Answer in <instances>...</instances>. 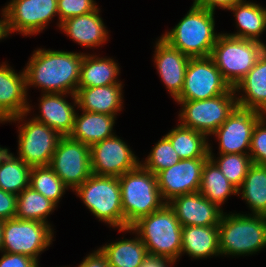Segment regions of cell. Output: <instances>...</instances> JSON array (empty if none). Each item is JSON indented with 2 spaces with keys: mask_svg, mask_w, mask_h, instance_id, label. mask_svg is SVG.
<instances>
[{
  "mask_svg": "<svg viewBox=\"0 0 266 267\" xmlns=\"http://www.w3.org/2000/svg\"><path fill=\"white\" fill-rule=\"evenodd\" d=\"M84 52L37 48L23 68L26 91L30 87L42 93L76 94Z\"/></svg>",
  "mask_w": 266,
  "mask_h": 267,
  "instance_id": "6da1fadb",
  "label": "cell"
},
{
  "mask_svg": "<svg viewBox=\"0 0 266 267\" xmlns=\"http://www.w3.org/2000/svg\"><path fill=\"white\" fill-rule=\"evenodd\" d=\"M215 12L191 5L187 14L160 37L190 58L211 55L220 32L215 29Z\"/></svg>",
  "mask_w": 266,
  "mask_h": 267,
  "instance_id": "7a4b0ae2",
  "label": "cell"
},
{
  "mask_svg": "<svg viewBox=\"0 0 266 267\" xmlns=\"http://www.w3.org/2000/svg\"><path fill=\"white\" fill-rule=\"evenodd\" d=\"M220 256H249L266 248V216L224 212L218 225Z\"/></svg>",
  "mask_w": 266,
  "mask_h": 267,
  "instance_id": "3957f363",
  "label": "cell"
},
{
  "mask_svg": "<svg viewBox=\"0 0 266 267\" xmlns=\"http://www.w3.org/2000/svg\"><path fill=\"white\" fill-rule=\"evenodd\" d=\"M120 182L124 229L140 218L162 208L166 202L158 188L157 176L139 164L118 177Z\"/></svg>",
  "mask_w": 266,
  "mask_h": 267,
  "instance_id": "277c9868",
  "label": "cell"
},
{
  "mask_svg": "<svg viewBox=\"0 0 266 267\" xmlns=\"http://www.w3.org/2000/svg\"><path fill=\"white\" fill-rule=\"evenodd\" d=\"M130 228L140 237L148 254L175 262L181 258L182 226L168 203L140 218Z\"/></svg>",
  "mask_w": 266,
  "mask_h": 267,
  "instance_id": "5b68a950",
  "label": "cell"
},
{
  "mask_svg": "<svg viewBox=\"0 0 266 267\" xmlns=\"http://www.w3.org/2000/svg\"><path fill=\"white\" fill-rule=\"evenodd\" d=\"M74 192L98 221L114 230L124 229L118 177L91 174Z\"/></svg>",
  "mask_w": 266,
  "mask_h": 267,
  "instance_id": "8992f818",
  "label": "cell"
},
{
  "mask_svg": "<svg viewBox=\"0 0 266 267\" xmlns=\"http://www.w3.org/2000/svg\"><path fill=\"white\" fill-rule=\"evenodd\" d=\"M266 43L221 33L210 57L225 81L234 88L257 63Z\"/></svg>",
  "mask_w": 266,
  "mask_h": 267,
  "instance_id": "52a82bcc",
  "label": "cell"
},
{
  "mask_svg": "<svg viewBox=\"0 0 266 267\" xmlns=\"http://www.w3.org/2000/svg\"><path fill=\"white\" fill-rule=\"evenodd\" d=\"M28 115L31 113L21 114L3 123H19L16 156L30 167L49 166L62 136L32 117L26 120Z\"/></svg>",
  "mask_w": 266,
  "mask_h": 267,
  "instance_id": "ba28073f",
  "label": "cell"
},
{
  "mask_svg": "<svg viewBox=\"0 0 266 267\" xmlns=\"http://www.w3.org/2000/svg\"><path fill=\"white\" fill-rule=\"evenodd\" d=\"M175 102L181 107L178 123L204 134L208 139L238 106L234 88L205 100Z\"/></svg>",
  "mask_w": 266,
  "mask_h": 267,
  "instance_id": "9c48e42d",
  "label": "cell"
},
{
  "mask_svg": "<svg viewBox=\"0 0 266 267\" xmlns=\"http://www.w3.org/2000/svg\"><path fill=\"white\" fill-rule=\"evenodd\" d=\"M54 230L49 224L34 220H3L2 251L23 254L40 263L39 256L54 241Z\"/></svg>",
  "mask_w": 266,
  "mask_h": 267,
  "instance_id": "30bf717a",
  "label": "cell"
},
{
  "mask_svg": "<svg viewBox=\"0 0 266 267\" xmlns=\"http://www.w3.org/2000/svg\"><path fill=\"white\" fill-rule=\"evenodd\" d=\"M230 89L210 56L190 58L181 94L174 101L205 100Z\"/></svg>",
  "mask_w": 266,
  "mask_h": 267,
  "instance_id": "8fae6325",
  "label": "cell"
},
{
  "mask_svg": "<svg viewBox=\"0 0 266 267\" xmlns=\"http://www.w3.org/2000/svg\"><path fill=\"white\" fill-rule=\"evenodd\" d=\"M4 8L10 35H37L58 17L57 0H10Z\"/></svg>",
  "mask_w": 266,
  "mask_h": 267,
  "instance_id": "7c38bea8",
  "label": "cell"
},
{
  "mask_svg": "<svg viewBox=\"0 0 266 267\" xmlns=\"http://www.w3.org/2000/svg\"><path fill=\"white\" fill-rule=\"evenodd\" d=\"M49 167L72 192L92 174L90 146L62 137L55 149Z\"/></svg>",
  "mask_w": 266,
  "mask_h": 267,
  "instance_id": "4fadbf2b",
  "label": "cell"
},
{
  "mask_svg": "<svg viewBox=\"0 0 266 267\" xmlns=\"http://www.w3.org/2000/svg\"><path fill=\"white\" fill-rule=\"evenodd\" d=\"M118 135L90 147L91 172L95 175L120 177L140 164V158Z\"/></svg>",
  "mask_w": 266,
  "mask_h": 267,
  "instance_id": "5bb4252c",
  "label": "cell"
},
{
  "mask_svg": "<svg viewBox=\"0 0 266 267\" xmlns=\"http://www.w3.org/2000/svg\"><path fill=\"white\" fill-rule=\"evenodd\" d=\"M265 114L237 106L226 121L212 134L218 141L219 154H249L256 123Z\"/></svg>",
  "mask_w": 266,
  "mask_h": 267,
  "instance_id": "9a60e30c",
  "label": "cell"
},
{
  "mask_svg": "<svg viewBox=\"0 0 266 267\" xmlns=\"http://www.w3.org/2000/svg\"><path fill=\"white\" fill-rule=\"evenodd\" d=\"M207 159H181L156 175L158 188L166 203L177 196L199 191L202 170Z\"/></svg>",
  "mask_w": 266,
  "mask_h": 267,
  "instance_id": "2e32d148",
  "label": "cell"
},
{
  "mask_svg": "<svg viewBox=\"0 0 266 267\" xmlns=\"http://www.w3.org/2000/svg\"><path fill=\"white\" fill-rule=\"evenodd\" d=\"M33 109L26 91L24 70L17 73L8 62L0 63V123L29 114Z\"/></svg>",
  "mask_w": 266,
  "mask_h": 267,
  "instance_id": "e0dca14e",
  "label": "cell"
},
{
  "mask_svg": "<svg viewBox=\"0 0 266 267\" xmlns=\"http://www.w3.org/2000/svg\"><path fill=\"white\" fill-rule=\"evenodd\" d=\"M176 218L184 226H218L223 208L211 203L199 191L177 196L168 202Z\"/></svg>",
  "mask_w": 266,
  "mask_h": 267,
  "instance_id": "ac0fdd59",
  "label": "cell"
},
{
  "mask_svg": "<svg viewBox=\"0 0 266 267\" xmlns=\"http://www.w3.org/2000/svg\"><path fill=\"white\" fill-rule=\"evenodd\" d=\"M158 38L154 43L153 62L167 92L175 100L181 94L190 57Z\"/></svg>",
  "mask_w": 266,
  "mask_h": 267,
  "instance_id": "d6986e66",
  "label": "cell"
},
{
  "mask_svg": "<svg viewBox=\"0 0 266 267\" xmlns=\"http://www.w3.org/2000/svg\"><path fill=\"white\" fill-rule=\"evenodd\" d=\"M72 99L68 102L66 97ZM38 110L32 118L40 123L46 124L62 137L69 136L74 127L77 99L75 94L67 93H41L39 97Z\"/></svg>",
  "mask_w": 266,
  "mask_h": 267,
  "instance_id": "ffe728a7",
  "label": "cell"
},
{
  "mask_svg": "<svg viewBox=\"0 0 266 267\" xmlns=\"http://www.w3.org/2000/svg\"><path fill=\"white\" fill-rule=\"evenodd\" d=\"M101 9L74 16L61 22L59 30L78 45L90 49H97L108 42L109 31L100 16Z\"/></svg>",
  "mask_w": 266,
  "mask_h": 267,
  "instance_id": "44dd1931",
  "label": "cell"
},
{
  "mask_svg": "<svg viewBox=\"0 0 266 267\" xmlns=\"http://www.w3.org/2000/svg\"><path fill=\"white\" fill-rule=\"evenodd\" d=\"M123 85L78 88L75 94L77 109L117 117L124 107Z\"/></svg>",
  "mask_w": 266,
  "mask_h": 267,
  "instance_id": "7402d4cb",
  "label": "cell"
},
{
  "mask_svg": "<svg viewBox=\"0 0 266 267\" xmlns=\"http://www.w3.org/2000/svg\"><path fill=\"white\" fill-rule=\"evenodd\" d=\"M234 90L239 107L266 115V50Z\"/></svg>",
  "mask_w": 266,
  "mask_h": 267,
  "instance_id": "603a6c76",
  "label": "cell"
},
{
  "mask_svg": "<svg viewBox=\"0 0 266 267\" xmlns=\"http://www.w3.org/2000/svg\"><path fill=\"white\" fill-rule=\"evenodd\" d=\"M76 111L74 117V127L69 135L73 140L92 146L104 139L115 135L114 126L117 120L116 116L103 113H94L88 111Z\"/></svg>",
  "mask_w": 266,
  "mask_h": 267,
  "instance_id": "cb8c5ba5",
  "label": "cell"
},
{
  "mask_svg": "<svg viewBox=\"0 0 266 267\" xmlns=\"http://www.w3.org/2000/svg\"><path fill=\"white\" fill-rule=\"evenodd\" d=\"M99 56L100 54L96 53H84L80 65L78 88L123 84V81L119 79L121 70L116 60L112 57Z\"/></svg>",
  "mask_w": 266,
  "mask_h": 267,
  "instance_id": "d4e9b609",
  "label": "cell"
},
{
  "mask_svg": "<svg viewBox=\"0 0 266 267\" xmlns=\"http://www.w3.org/2000/svg\"><path fill=\"white\" fill-rule=\"evenodd\" d=\"M118 232L135 234L133 238H118V240L103 244L99 249L105 255L109 267H140L148 255L147 249L140 237L131 229H118Z\"/></svg>",
  "mask_w": 266,
  "mask_h": 267,
  "instance_id": "484cf974",
  "label": "cell"
},
{
  "mask_svg": "<svg viewBox=\"0 0 266 267\" xmlns=\"http://www.w3.org/2000/svg\"><path fill=\"white\" fill-rule=\"evenodd\" d=\"M181 238V257L186 254L204 260L220 256L218 226H184Z\"/></svg>",
  "mask_w": 266,
  "mask_h": 267,
  "instance_id": "4316f807",
  "label": "cell"
},
{
  "mask_svg": "<svg viewBox=\"0 0 266 267\" xmlns=\"http://www.w3.org/2000/svg\"><path fill=\"white\" fill-rule=\"evenodd\" d=\"M229 11L234 14L237 32L225 34L263 42L260 37L266 31V8L251 1L241 0L233 5Z\"/></svg>",
  "mask_w": 266,
  "mask_h": 267,
  "instance_id": "83f0119b",
  "label": "cell"
},
{
  "mask_svg": "<svg viewBox=\"0 0 266 267\" xmlns=\"http://www.w3.org/2000/svg\"><path fill=\"white\" fill-rule=\"evenodd\" d=\"M237 196L246 202L254 215L266 216V165L252 164L241 186L237 189Z\"/></svg>",
  "mask_w": 266,
  "mask_h": 267,
  "instance_id": "f1b7e54d",
  "label": "cell"
},
{
  "mask_svg": "<svg viewBox=\"0 0 266 267\" xmlns=\"http://www.w3.org/2000/svg\"><path fill=\"white\" fill-rule=\"evenodd\" d=\"M177 124L165 136L180 159L209 158L208 138L198 131Z\"/></svg>",
  "mask_w": 266,
  "mask_h": 267,
  "instance_id": "f546056e",
  "label": "cell"
},
{
  "mask_svg": "<svg viewBox=\"0 0 266 267\" xmlns=\"http://www.w3.org/2000/svg\"><path fill=\"white\" fill-rule=\"evenodd\" d=\"M199 192L211 203L222 208L231 195H237V188L228 181L216 163L209 157L202 170Z\"/></svg>",
  "mask_w": 266,
  "mask_h": 267,
  "instance_id": "4dcf8cb0",
  "label": "cell"
},
{
  "mask_svg": "<svg viewBox=\"0 0 266 267\" xmlns=\"http://www.w3.org/2000/svg\"><path fill=\"white\" fill-rule=\"evenodd\" d=\"M57 207L50 199L28 186L17 195L15 217L22 220L44 222L53 227L47 218Z\"/></svg>",
  "mask_w": 266,
  "mask_h": 267,
  "instance_id": "1f68e13d",
  "label": "cell"
},
{
  "mask_svg": "<svg viewBox=\"0 0 266 267\" xmlns=\"http://www.w3.org/2000/svg\"><path fill=\"white\" fill-rule=\"evenodd\" d=\"M31 169L9 151L0 164V189L18 195L30 186Z\"/></svg>",
  "mask_w": 266,
  "mask_h": 267,
  "instance_id": "d6a6232c",
  "label": "cell"
},
{
  "mask_svg": "<svg viewBox=\"0 0 266 267\" xmlns=\"http://www.w3.org/2000/svg\"><path fill=\"white\" fill-rule=\"evenodd\" d=\"M30 187L44 195L47 199H50L57 206L62 197H64L66 190H69L49 166L32 167Z\"/></svg>",
  "mask_w": 266,
  "mask_h": 267,
  "instance_id": "836d02e7",
  "label": "cell"
},
{
  "mask_svg": "<svg viewBox=\"0 0 266 267\" xmlns=\"http://www.w3.org/2000/svg\"><path fill=\"white\" fill-rule=\"evenodd\" d=\"M209 157L216 163L228 181L237 189L243 183L250 166L253 164L249 154H218V157H216L210 141Z\"/></svg>",
  "mask_w": 266,
  "mask_h": 267,
  "instance_id": "e575fe53",
  "label": "cell"
},
{
  "mask_svg": "<svg viewBox=\"0 0 266 267\" xmlns=\"http://www.w3.org/2000/svg\"><path fill=\"white\" fill-rule=\"evenodd\" d=\"M170 140L164 135L155 143L148 156L140 164L154 175L180 161Z\"/></svg>",
  "mask_w": 266,
  "mask_h": 267,
  "instance_id": "d590c367",
  "label": "cell"
},
{
  "mask_svg": "<svg viewBox=\"0 0 266 267\" xmlns=\"http://www.w3.org/2000/svg\"><path fill=\"white\" fill-rule=\"evenodd\" d=\"M58 29L65 19L85 15L95 11L99 6L95 0H57Z\"/></svg>",
  "mask_w": 266,
  "mask_h": 267,
  "instance_id": "8d00e7d4",
  "label": "cell"
},
{
  "mask_svg": "<svg viewBox=\"0 0 266 267\" xmlns=\"http://www.w3.org/2000/svg\"><path fill=\"white\" fill-rule=\"evenodd\" d=\"M249 155L252 163L266 165V115L254 127Z\"/></svg>",
  "mask_w": 266,
  "mask_h": 267,
  "instance_id": "74e56055",
  "label": "cell"
},
{
  "mask_svg": "<svg viewBox=\"0 0 266 267\" xmlns=\"http://www.w3.org/2000/svg\"><path fill=\"white\" fill-rule=\"evenodd\" d=\"M0 267H35L37 261L29 256L16 253L1 252Z\"/></svg>",
  "mask_w": 266,
  "mask_h": 267,
  "instance_id": "f35d334b",
  "label": "cell"
},
{
  "mask_svg": "<svg viewBox=\"0 0 266 267\" xmlns=\"http://www.w3.org/2000/svg\"><path fill=\"white\" fill-rule=\"evenodd\" d=\"M17 195L0 189V220L15 218Z\"/></svg>",
  "mask_w": 266,
  "mask_h": 267,
  "instance_id": "ab89813d",
  "label": "cell"
},
{
  "mask_svg": "<svg viewBox=\"0 0 266 267\" xmlns=\"http://www.w3.org/2000/svg\"><path fill=\"white\" fill-rule=\"evenodd\" d=\"M77 267H109V265L105 255L97 248L85 256Z\"/></svg>",
  "mask_w": 266,
  "mask_h": 267,
  "instance_id": "60d3db41",
  "label": "cell"
},
{
  "mask_svg": "<svg viewBox=\"0 0 266 267\" xmlns=\"http://www.w3.org/2000/svg\"><path fill=\"white\" fill-rule=\"evenodd\" d=\"M241 0H203L198 6L206 8L209 11L216 12L217 8L229 10L233 5Z\"/></svg>",
  "mask_w": 266,
  "mask_h": 267,
  "instance_id": "b9f144b4",
  "label": "cell"
},
{
  "mask_svg": "<svg viewBox=\"0 0 266 267\" xmlns=\"http://www.w3.org/2000/svg\"><path fill=\"white\" fill-rule=\"evenodd\" d=\"M175 263L169 258L148 254L140 267H173Z\"/></svg>",
  "mask_w": 266,
  "mask_h": 267,
  "instance_id": "7bdbcfd3",
  "label": "cell"
},
{
  "mask_svg": "<svg viewBox=\"0 0 266 267\" xmlns=\"http://www.w3.org/2000/svg\"><path fill=\"white\" fill-rule=\"evenodd\" d=\"M1 18H0V41L6 39L10 36L9 30H8V23H7V15L5 8L3 7L1 9Z\"/></svg>",
  "mask_w": 266,
  "mask_h": 267,
  "instance_id": "ee69618b",
  "label": "cell"
},
{
  "mask_svg": "<svg viewBox=\"0 0 266 267\" xmlns=\"http://www.w3.org/2000/svg\"><path fill=\"white\" fill-rule=\"evenodd\" d=\"M10 151V148H6L5 146L4 147H1L0 145V164L3 160V158L6 156V154Z\"/></svg>",
  "mask_w": 266,
  "mask_h": 267,
  "instance_id": "f6af8a7d",
  "label": "cell"
},
{
  "mask_svg": "<svg viewBox=\"0 0 266 267\" xmlns=\"http://www.w3.org/2000/svg\"><path fill=\"white\" fill-rule=\"evenodd\" d=\"M3 249V220H0V253Z\"/></svg>",
  "mask_w": 266,
  "mask_h": 267,
  "instance_id": "bcb514c9",
  "label": "cell"
},
{
  "mask_svg": "<svg viewBox=\"0 0 266 267\" xmlns=\"http://www.w3.org/2000/svg\"><path fill=\"white\" fill-rule=\"evenodd\" d=\"M203 0H193L192 5H199Z\"/></svg>",
  "mask_w": 266,
  "mask_h": 267,
  "instance_id": "7dc6e473",
  "label": "cell"
},
{
  "mask_svg": "<svg viewBox=\"0 0 266 267\" xmlns=\"http://www.w3.org/2000/svg\"><path fill=\"white\" fill-rule=\"evenodd\" d=\"M40 264L39 263H37V265L35 266V267H41V266H39ZM62 267V266H61ZM64 267H66V266H64Z\"/></svg>",
  "mask_w": 266,
  "mask_h": 267,
  "instance_id": "c3c4849f",
  "label": "cell"
}]
</instances>
